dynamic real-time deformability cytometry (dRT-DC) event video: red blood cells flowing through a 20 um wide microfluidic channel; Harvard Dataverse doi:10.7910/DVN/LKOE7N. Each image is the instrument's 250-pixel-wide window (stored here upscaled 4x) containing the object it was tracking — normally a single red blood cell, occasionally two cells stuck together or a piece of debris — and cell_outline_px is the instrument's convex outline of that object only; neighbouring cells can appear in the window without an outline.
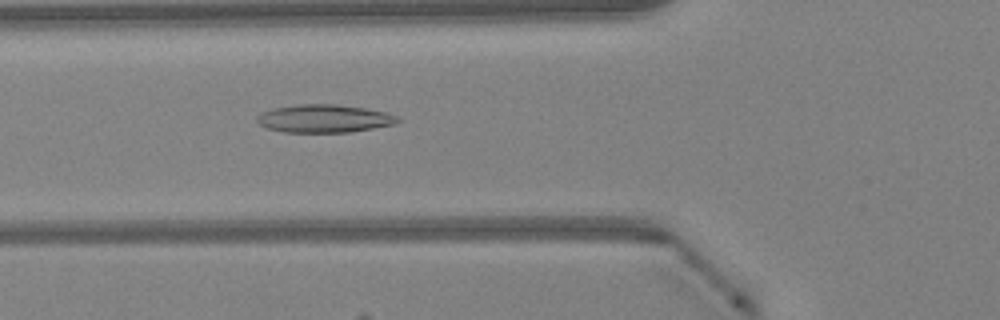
{"species": "Egyptian fruit bat (a non-hibernating species)", "species_latin": "Rousettus aegyptiacus", "temperature_condition": "warm", "stored_images_in_passage": 38, "camera_frame_rate_fps": 3000, "um_per_image_px": 0.085, "animal": {"sex": "female"}, "frame": {"image": 1, "passage_image": 8, "time_ms": 2.333, "image_size_px": [1000, 320], "cell_outline_px": [[400, 120], [396, 124], [348, 132], [284, 132], [268, 128], [260, 124], [256, 120], [256, 116], [260, 112], [272, 108], [300, 104], [336, 104], [364, 108], [388, 112], [396, 116]], "centroid_in_image_um": [27.54, 10.07], "position_along_channel_um": 98.3, "area_um2": 22.95}}
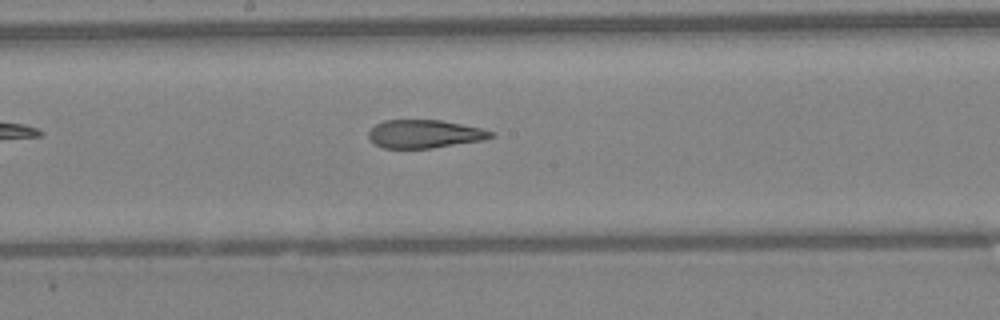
{"frame": {"image": 2, "passage_image": 16, "time_ms": 5.0, "image_size_px": [1000, 320], "cell_outline_px": [[496, 136], [484, 140], [432, 148], [384, 148], [376, 144], [368, 136], [368, 132], [376, 124], [384, 120], [440, 120], [480, 128], [492, 132]], "centroid_in_image_um": [36.09, 11.39], "position_along_channel_um": 212.1, "area_um2": 19.94}}
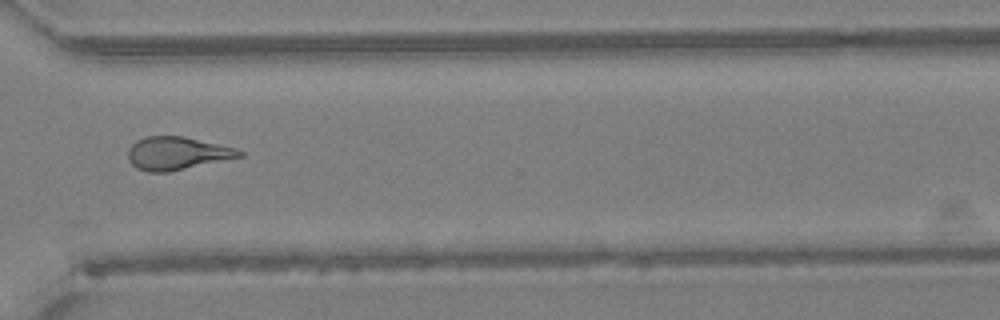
{"frame": {"image": 3, "passage_image": 26, "time_ms": 8.333, "image_size_px": [1000, 320], "cell_outline_px": [[244, 156], [168, 172], [148, 172], [136, 168], [128, 160], [128, 148], [136, 140], [148, 136], [184, 136], [236, 148], [244, 152]], "centroid_in_image_um": [15.04, 13.03], "position_along_channel_um": 355.6, "area_um2": 21.44}, "authors_computed_cell_mechanics": {"area_um2": 21.6461, "velocity_mm_per_s": 4.2861, "shape_relaxation_time_tau1_ms": null, "shape_relaxation_time_tau2_ms": 2.7272, "deformation_change_tau1": null, "deformation_change_tau2": 0.1261}}